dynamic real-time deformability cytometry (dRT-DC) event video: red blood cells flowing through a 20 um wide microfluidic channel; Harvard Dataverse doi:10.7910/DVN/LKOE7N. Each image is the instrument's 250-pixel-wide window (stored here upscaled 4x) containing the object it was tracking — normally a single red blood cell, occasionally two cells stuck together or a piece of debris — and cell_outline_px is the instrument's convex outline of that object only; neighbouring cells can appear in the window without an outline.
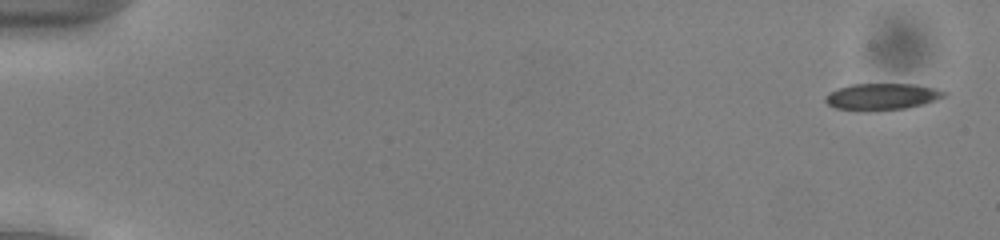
{"species": "common noctule bat (a hibernating species)", "species_latin": "Nyctalus noctula", "temperature_condition": "cold", "stored_images_in_passage": 53, "camera_frame_rate_fps": 3000, "um_per_image_px": 0.085, "animal": {"sex": "male", "body_mass_g": 13.0, "forearm_length_mm": 53.1}, "frame": {"image": 1, "passage_image": 2, "time_ms": 0.333, "image_size_px": [1000, 240], "cell_outline_px": [[948, 96], [924, 104], [904, 108], [864, 112], [836, 108], [828, 104], [824, 100], [824, 96], [840, 88], [852, 84], [912, 84], [936, 88], [948, 92]], "centroid_in_image_um": [75.0, 8.22], "position_along_channel_um": 10.0, "area_um2": 18.55}}
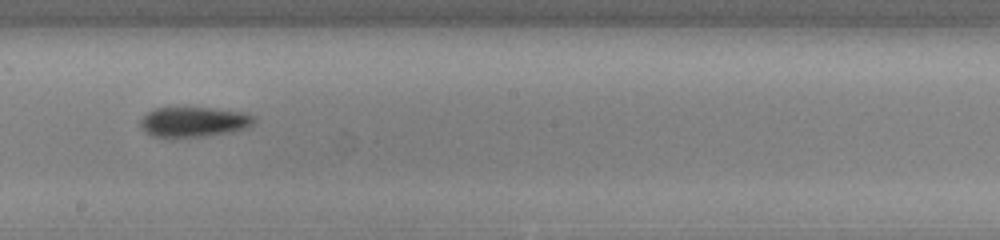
{"frame": {"image": 2, "passage_image": 31, "time_ms": 10.0, "image_size_px": [1000, 240], "cell_outline_px": [[256, 120], [252, 124], [244, 128], [232, 132], [204, 136], [172, 140], [152, 136], [140, 128], [140, 120], [148, 112], [156, 108], [212, 108], [240, 112], [252, 116]], "centroid_in_image_um": [16.39, 10.4], "position_along_channel_um": 231.8, "area_um2": 20.17}}
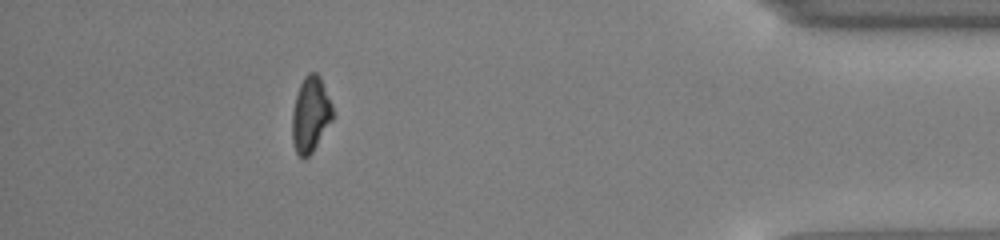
{"frame": {"image": 3, "passage_image": 48, "time_ms": 15.667, "image_size_px": [1000, 240], "cell_outline_px": [[332, 120], [312, 152], [304, 160], [296, 152], [292, 140], [292, 112], [296, 96], [300, 84], [304, 76], [308, 72], [316, 72], [320, 76], [332, 104]], "centroid_in_image_um": [26.38, 9.72], "position_along_channel_um": 408.8, "area_um2": 17.74}}